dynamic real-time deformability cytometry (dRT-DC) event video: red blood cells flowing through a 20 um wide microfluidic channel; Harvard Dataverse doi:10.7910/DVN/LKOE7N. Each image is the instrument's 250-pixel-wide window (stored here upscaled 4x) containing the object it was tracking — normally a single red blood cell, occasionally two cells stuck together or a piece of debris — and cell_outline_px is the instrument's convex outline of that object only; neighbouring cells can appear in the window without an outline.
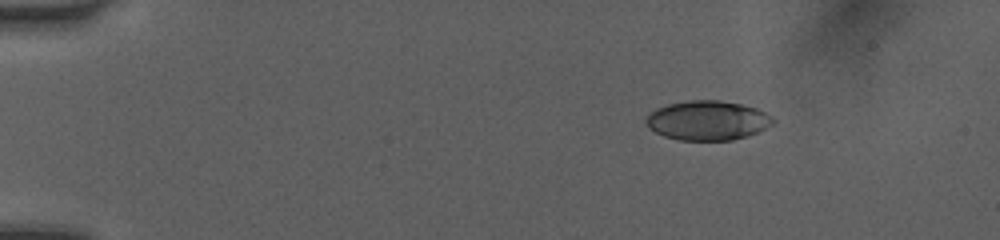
{"species": "human", "species_latin": "Homo sapiens", "temperature_condition": "room temperature", "stored_images_in_passage": 45, "camera_frame_rate_fps": 3000, "um_per_image_px": 0.085, "donor": {"sex": "female"}, "frame": {"image": 1, "passage_image": 2, "time_ms": 0.333, "image_size_px": [1000, 240], "cell_outline_px": [[776, 120], [772, 124], [748, 136], [732, 140], [680, 140], [664, 136], [648, 128], [644, 120], [656, 108], [668, 104], [688, 100], [720, 100], [740, 104], [756, 108], [772, 116]], "centroid_in_image_um": [60.13, 10.24], "position_along_channel_um": 24.9, "area_um2": 29.13}}
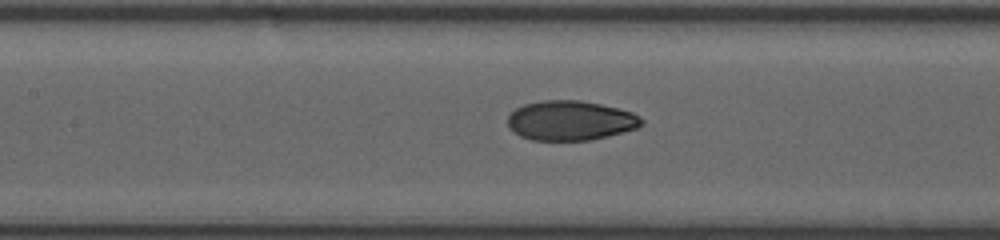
{"frame": {"image": 2, "passage_image": 19, "time_ms": 6.0, "image_size_px": [1000, 240], "cell_outline_px": [[644, 124], [636, 128], [608, 136], [588, 140], [532, 140], [520, 136], [508, 128], [508, 116], [516, 108], [524, 104], [540, 100], [580, 100], [600, 104], [632, 112], [640, 116], [644, 120]], "centroid_in_image_um": [48.48, 10.24], "position_along_channel_um": 158.9, "area_um2": 30.98}}
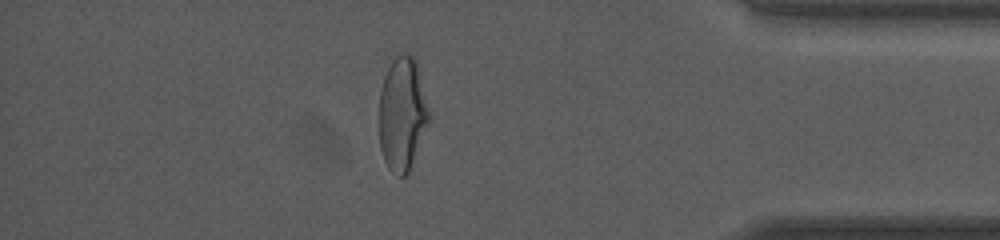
{"frame": {"image": 3, "passage_image": 39, "time_ms": 12.667, "image_size_px": [1000, 240], "cell_outline_px": [[428, 120], [408, 172], [404, 176], [400, 176], [392, 172], [388, 168], [384, 160], [380, 148], [380, 88], [384, 76], [392, 60], [400, 52], [408, 52], [416, 60], [428, 108]], "centroid_in_image_um": [34.16, 9.63], "position_along_channel_um": 401.0, "area_um2": 32.31}, "authors_computed_cell_mechanics": {"area_um2": 30.8074, "velocity_mm_per_s": 4.0712, "shape_relaxation_time_tau1_ms": 4.2045, "shape_relaxation_time_tau2_ms": 1.1734, "deformation_change_tau1": 0.1615, "deformation_change_tau2": 0.0539}}